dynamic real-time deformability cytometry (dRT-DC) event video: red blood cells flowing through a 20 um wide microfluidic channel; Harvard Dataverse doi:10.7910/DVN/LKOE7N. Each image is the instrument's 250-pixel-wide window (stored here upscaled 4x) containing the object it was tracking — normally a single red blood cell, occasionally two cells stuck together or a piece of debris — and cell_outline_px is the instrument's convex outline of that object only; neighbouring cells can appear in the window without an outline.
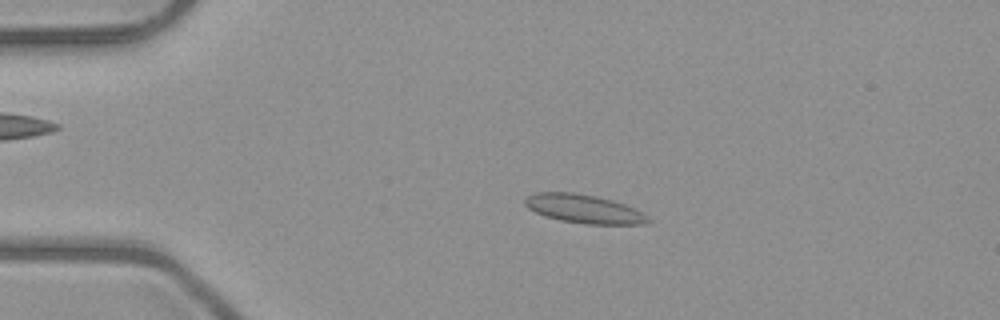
{"species": "common noctule bat (a hibernating species)", "species_latin": "Nyctalus noctula", "temperature_condition": "room temperature", "stored_images_in_passage": 44, "camera_frame_rate_fps": 3000, "um_per_image_px": 0.085, "animal": {"sex": "male", "body_mass_g": 23.1, "forearm_length_mm": 52.7}, "frame": {"image": 1, "passage_image": 11, "time_ms": 3.333, "image_size_px": [1000, 320], "cell_outline_px": [[652, 220], [644, 224], [584, 224], [560, 220], [544, 216], [528, 208], [524, 204], [524, 196], [536, 192], [572, 192], [596, 196], [612, 200], [624, 204], [640, 212]], "centroid_in_image_um": [49.56, 17.75], "position_along_channel_um": 35.4, "area_um2": 20.52}}
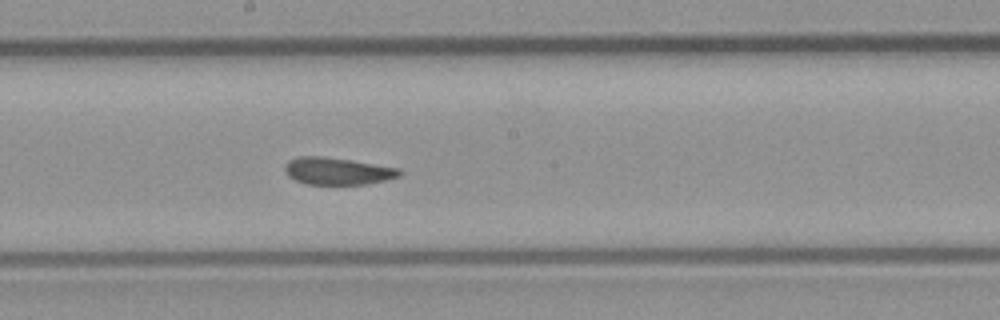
{"frame": {"image": 2, "passage_image": 28, "time_ms": 9.0, "image_size_px": [1000, 320], "cell_outline_px": [[400, 176], [368, 184], [308, 184], [296, 180], [288, 176], [284, 168], [284, 164], [288, 160], [300, 156], [320, 156], [348, 160], [400, 168]], "centroid_in_image_um": [28.65, 14.54], "position_along_channel_um": 219.6, "area_um2": 17.92}}
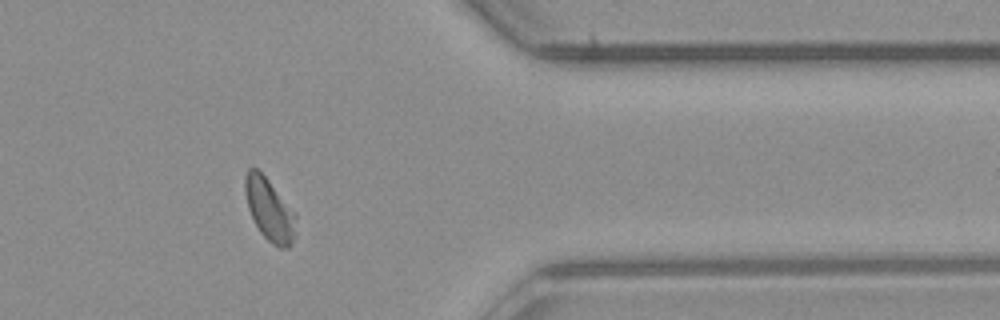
{"frame": {"image": 3, "passage_image": 42, "time_ms": 13.667, "image_size_px": [1000, 320], "cell_outline_px": [[296, 236], [292, 244], [288, 248], [280, 248], [272, 244], [260, 232], [248, 208], [244, 192], [244, 176], [248, 168], [256, 168], [268, 180], [296, 212]], "centroid_in_image_um": [22.92, 17.83], "position_along_channel_um": 388.5, "area_um2": 18.67}, "authors_computed_cell_mechanics": {"area_um2": 19.074, "velocity_mm_per_s": 4.0067, "shape_relaxation_time_tau1_ms": 6.9847, "shape_relaxation_time_tau2_ms": 0.7191, "deformation_change_tau1": 0.1465, "deformation_change_tau2": 0.0549}}